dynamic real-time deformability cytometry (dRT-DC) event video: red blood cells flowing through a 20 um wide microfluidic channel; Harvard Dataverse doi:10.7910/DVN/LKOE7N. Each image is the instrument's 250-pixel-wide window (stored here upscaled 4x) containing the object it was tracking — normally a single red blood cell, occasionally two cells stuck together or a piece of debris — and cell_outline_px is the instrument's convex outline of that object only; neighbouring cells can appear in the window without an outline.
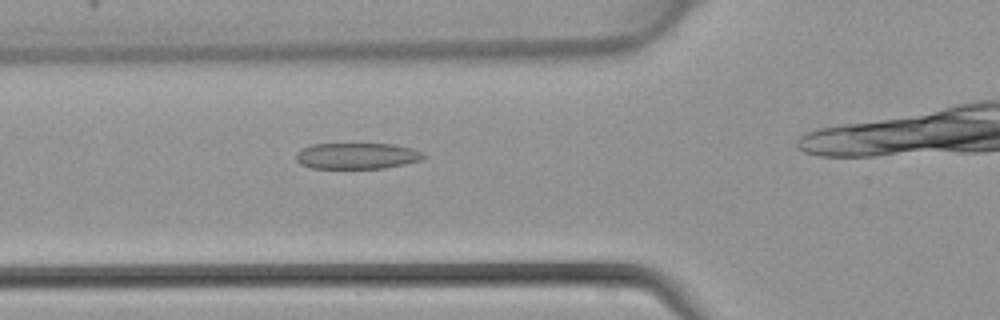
{"species": "common noctule bat (a hibernating species)", "species_latin": "Nyctalus noctula", "temperature_condition": "warm", "stored_images_in_passage": 28, "camera_frame_rate_fps": 3000, "um_per_image_px": 0.085, "animal": {"sex": "female", "body_mass_g": 22.7, "forearm_length_mm": 54.2}, "frame": {"image": 1, "passage_image": 9, "time_ms": 2.667, "image_size_px": [1000, 320], "cell_outline_px": [[428, 156], [420, 160], [404, 164], [384, 168], [312, 168], [300, 164], [296, 160], [296, 152], [312, 144], [392, 144], [412, 148], [424, 152]], "centroid_in_image_um": [30.36, 13.25], "position_along_channel_um": 95.4, "area_um2": 19.42}}
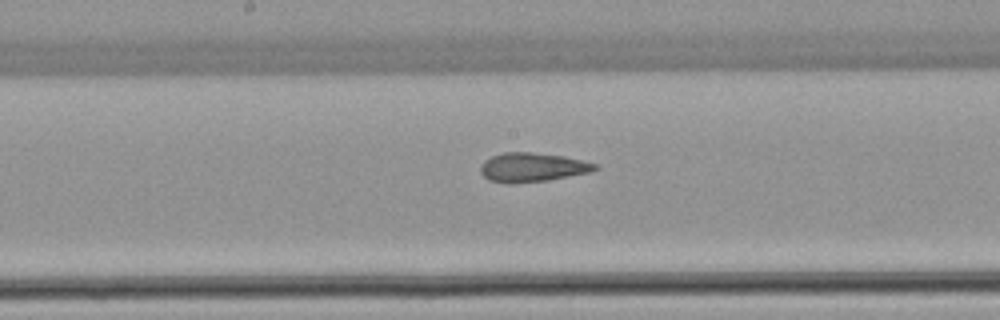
{"frame": {"image": 2, "passage_image": 16, "time_ms": 5.0, "image_size_px": [1000, 320], "cell_outline_px": [[600, 168], [592, 172], [548, 180], [508, 184], [488, 180], [480, 172], [480, 164], [484, 160], [492, 156], [504, 152], [532, 152], [564, 156], [596, 164]], "centroid_in_image_um": [45.23, 14.22], "position_along_channel_um": 203.0, "area_um2": 19.54}}
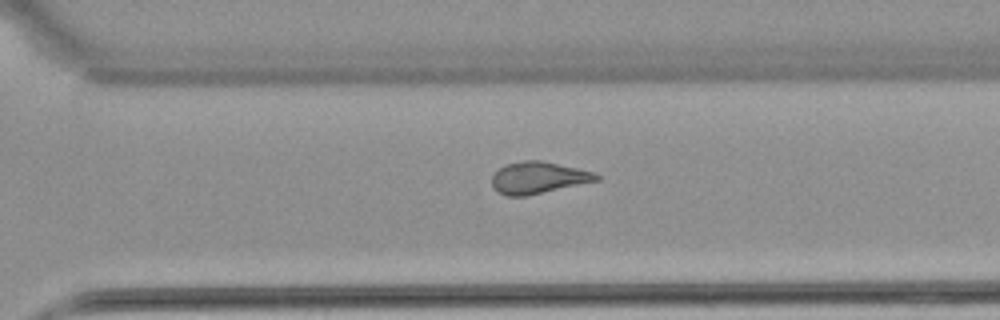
{"frame": {"image": 3, "passage_image": 24, "time_ms": 7.667, "image_size_px": [1000, 320], "cell_outline_px": [[600, 180], [528, 196], [508, 196], [496, 192], [492, 188], [492, 176], [504, 164], [524, 160], [540, 160], [576, 168], [592, 172], [600, 176]], "centroid_in_image_um": [45.71, 15.12], "position_along_channel_um": 324.9, "area_um2": 19.42}}